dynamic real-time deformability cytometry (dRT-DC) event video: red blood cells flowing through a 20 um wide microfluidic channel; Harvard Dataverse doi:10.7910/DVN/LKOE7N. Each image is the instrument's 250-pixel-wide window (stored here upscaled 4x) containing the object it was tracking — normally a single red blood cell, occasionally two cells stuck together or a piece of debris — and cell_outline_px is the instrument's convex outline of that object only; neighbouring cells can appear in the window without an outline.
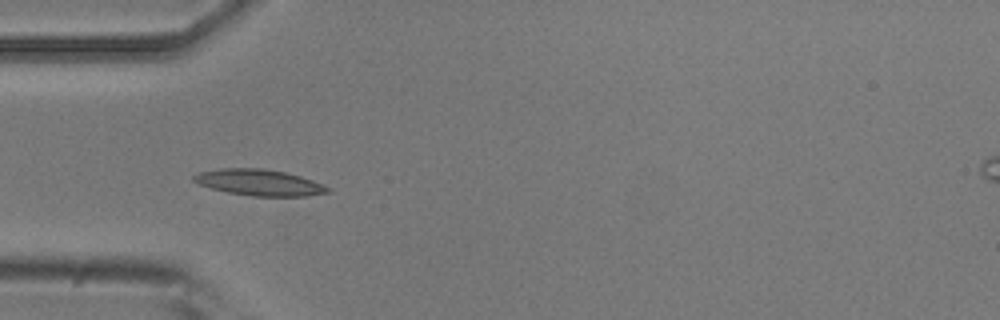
{"species": "common noctule bat (a hibernating species)", "species_latin": "Nyctalus noctula", "temperature_condition": "room temperature", "stored_images_in_passage": 37, "camera_frame_rate_fps": 3000, "um_per_image_px": 0.085, "animal": {"sex": "male", "body_mass_g": 20.5, "forearm_length_mm": 52.5}, "frame": {"image": 1, "passage_image": 1, "time_ms": 0.0, "image_size_px": [1000, 320], "cell_outline_px": [[332, 192], [308, 196], [252, 196], [228, 192], [212, 188], [200, 184], [192, 180], [192, 176], [200, 172], [220, 168], [260, 168], [284, 172], [300, 176], [312, 180], [328, 188]], "centroid_in_image_um": [22.03, 15.51], "position_along_channel_um": 63.0, "area_um2": 20.23}}
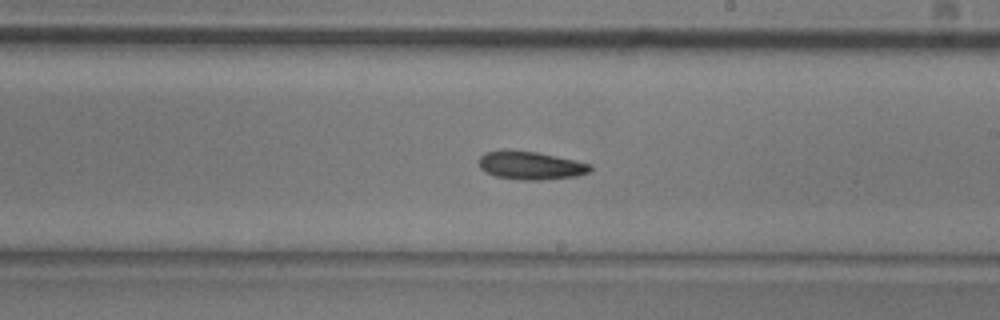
{"frame": {"image": 2, "passage_image": 15, "time_ms": 4.667, "image_size_px": [1000, 320], "cell_outline_px": [[592, 172], [576, 176], [544, 180], [520, 180], [496, 176], [484, 172], [480, 168], [480, 156], [484, 152], [536, 152], [556, 156], [592, 164]], "centroid_in_image_um": [45.17, 14.1], "position_along_channel_um": 243.8, "area_um2": 17.92}}
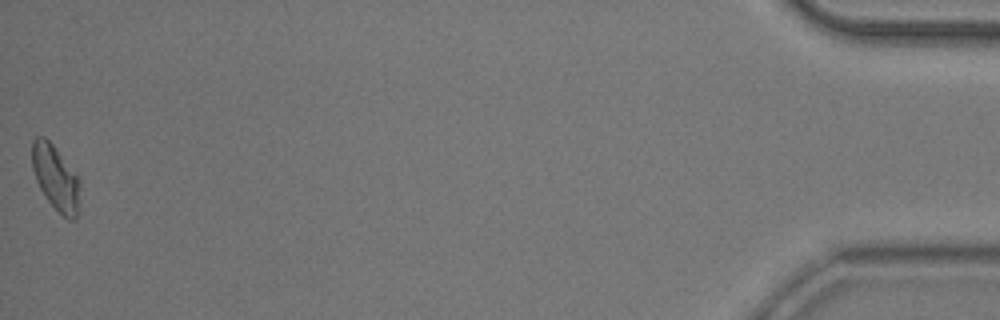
{"frame": {"image": 3, "passage_image": 37, "time_ms": 12.0, "image_size_px": [1000, 320], "cell_outline_px": [[80, 188], [76, 220], [68, 220], [48, 200], [40, 188], [36, 180], [32, 168], [32, 140], [36, 136], [44, 136], [52, 144], [80, 180]], "centroid_in_image_um": [4.72, 15.1], "position_along_channel_um": 430.5, "area_um2": 17.8}, "authors_computed_cell_mechanics": {"area_um2": 18.0336, "velocity_mm_per_s": 3.8881, "shape_relaxation_time_tau1_ms": 6.6575, "shape_relaxation_time_tau2_ms": null, "deformation_change_tau1": 0.1505, "deformation_change_tau2": null}}